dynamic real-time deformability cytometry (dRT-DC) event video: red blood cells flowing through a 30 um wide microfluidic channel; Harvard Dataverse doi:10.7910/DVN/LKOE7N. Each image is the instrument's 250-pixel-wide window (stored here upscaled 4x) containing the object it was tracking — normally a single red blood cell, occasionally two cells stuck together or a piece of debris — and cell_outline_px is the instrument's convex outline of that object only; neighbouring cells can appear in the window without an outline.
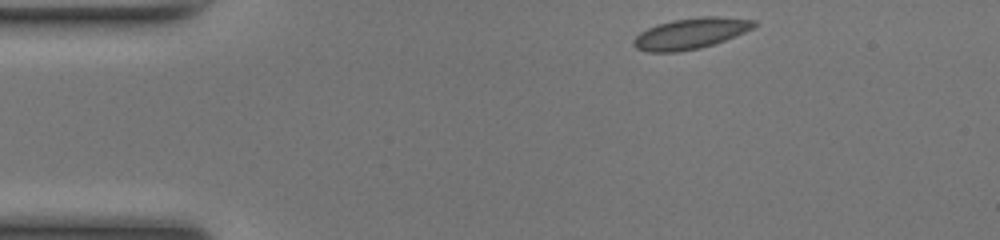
{"species": "common noctule bat (a hibernating species)", "species_latin": "Nyctalus noctula", "temperature_condition": "room temperature", "stored_images_in_passage": 43, "camera_frame_rate_fps": 3000, "um_per_image_px": 0.085, "animal": {"sex": "female", "body_mass_g": 17.0, "forearm_length_mm": 48.0}, "frame": {"image": 1, "passage_image": 1, "time_ms": 0.0, "image_size_px": [1000, 240], "cell_outline_px": [[756, 24], [752, 28], [744, 32], [724, 40], [700, 48], [676, 52], [648, 52], [636, 48], [632, 44], [632, 40], [640, 32], [656, 24], [672, 20], [700, 16], [716, 16], [756, 20]], "centroid_in_image_um": [58.66, 2.84], "position_along_channel_um": 26.3, "area_um2": 21.62}}
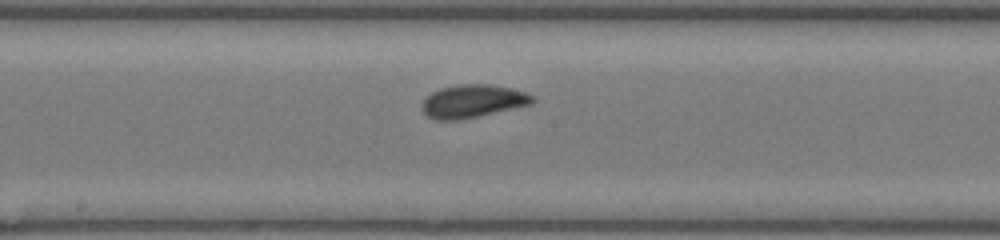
{"frame": {"image": 2, "passage_image": 19, "time_ms": 6.0, "image_size_px": [1000, 240], "cell_outline_px": [[536, 100], [532, 104], [460, 120], [436, 120], [428, 116], [420, 108], [420, 104], [432, 92], [440, 88], [460, 84], [488, 84], [508, 88], [524, 92], [532, 96]], "centroid_in_image_um": [40.14, 8.61], "position_along_channel_um": 208.1, "area_um2": 21.1}}
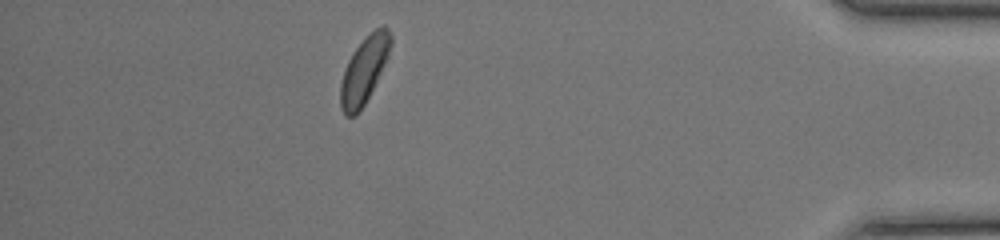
{"frame": {"image": 3, "passage_image": 37, "time_ms": 12.0, "image_size_px": [1000, 240], "cell_outline_px": [[392, 44], [388, 56], [364, 104], [356, 116], [344, 116], [340, 108], [340, 84], [348, 60], [356, 48], [376, 28], [384, 24], [388, 28], [392, 36]], "centroid_in_image_um": [30.94, 5.97], "position_along_channel_um": 404.3, "area_um2": 19.02}, "authors_computed_cell_mechanics": {"area_um2": 20.519, "velocity_mm_per_s": 4.1303, "shape_relaxation_time_tau1_ms": 2.3927, "shape_relaxation_time_tau2_ms": 0.865, "deformation_change_tau1": 0.0954, "deformation_change_tau2": 0.0497}}